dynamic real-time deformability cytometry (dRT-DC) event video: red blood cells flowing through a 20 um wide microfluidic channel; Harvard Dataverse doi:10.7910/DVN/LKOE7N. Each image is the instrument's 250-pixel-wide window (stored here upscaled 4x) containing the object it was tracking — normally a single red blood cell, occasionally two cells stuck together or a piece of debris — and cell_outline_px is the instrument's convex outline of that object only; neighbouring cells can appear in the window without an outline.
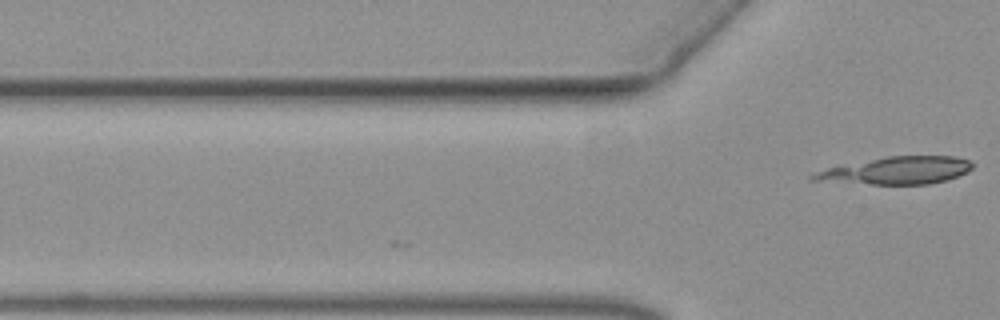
{"species": "common noctule bat (a hibernating species)", "species_latin": "Nyctalus noctula", "temperature_condition": "warm", "stored_images_in_passage": 2, "camera_frame_rate_fps": 3000, "um_per_image_px": 0.085, "animal": {"sex": "female", "body_mass_g": 19.3, "forearm_length_mm": 54.1}, "frame": {"image": 1, "passage_image": 2, "time_ms": 0.333, "image_size_px": [1000, 320], "cell_outline_px": [[972, 168], [968, 172], [948, 180], [928, 184], [872, 184], [812, 180], [808, 176], [816, 172], [828, 168], [888, 156], [952, 156], [968, 160], [972, 164]], "centroid_in_image_um": [76.26, 14.5], "position_along_channel_um": 49.5, "area_um2": 25.03}}